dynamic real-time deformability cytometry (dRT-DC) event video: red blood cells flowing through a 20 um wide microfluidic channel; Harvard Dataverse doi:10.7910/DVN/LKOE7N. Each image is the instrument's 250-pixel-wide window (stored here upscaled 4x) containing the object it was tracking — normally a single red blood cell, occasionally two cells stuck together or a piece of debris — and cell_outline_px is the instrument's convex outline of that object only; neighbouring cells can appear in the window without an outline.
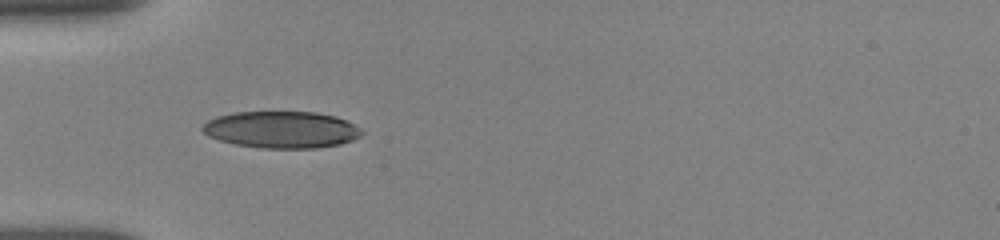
{"species": "human", "species_latin": "Homo sapiens", "temperature_condition": "room temperature", "stored_images_in_passage": 33, "camera_frame_rate_fps": 3000, "um_per_image_px": 0.085, "donor": {"sex": "female"}, "frame": {"image": 1, "passage_image": 2, "time_ms": 0.667, "image_size_px": [1000, 240], "cell_outline_px": [[364, 132], [360, 136], [352, 140], [340, 144], [316, 148], [260, 148], [236, 144], [220, 140], [208, 136], [200, 128], [208, 120], [216, 116], [236, 112], [316, 112], [336, 116], [360, 128]], "centroid_in_image_um": [23.92, 11.02], "position_along_channel_um": 61.1, "area_um2": 34.1}}
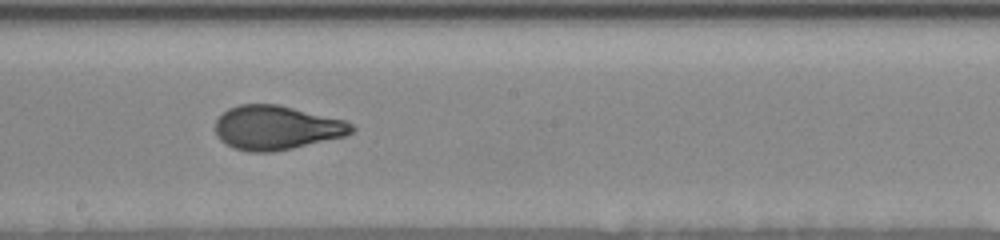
{"frame": {"image": 2, "passage_image": 17, "time_ms": 5.0, "image_size_px": [1000, 240], "cell_outline_px": [[356, 128], [352, 132], [344, 136], [292, 148], [272, 152], [248, 152], [232, 148], [220, 140], [216, 136], [216, 120], [228, 108], [240, 104], [276, 104], [344, 120], [352, 124]], "centroid_in_image_um": [23.46, 10.86], "position_along_channel_um": 224.7, "area_um2": 34.85}}
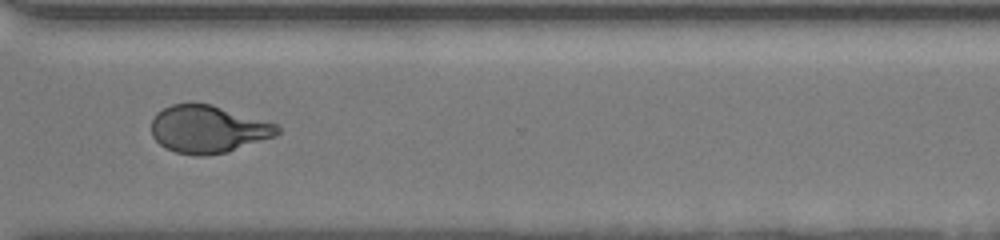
{"frame": {"image": 3, "passage_image": 25, "time_ms": 8.333, "image_size_px": [1000, 240], "cell_outline_px": [[280, 132], [272, 136], [228, 152], [204, 156], [196, 156], [176, 152], [164, 148], [152, 136], [152, 120], [156, 112], [172, 104], [212, 104], [276, 124], [280, 128]], "centroid_in_image_um": [17.64, 10.99], "position_along_channel_um": 353.0, "area_um2": 34.56}, "authors_computed_cell_mechanics": {"area_um2": 34.7378, "velocity_mm_per_s": 3.8636, "shape_relaxation_time_tau1_ms": 5.1212, "shape_relaxation_time_tau2_ms": 0.747, "deformation_change_tau1": 0.1988, "deformation_change_tau2": 0.0576}}